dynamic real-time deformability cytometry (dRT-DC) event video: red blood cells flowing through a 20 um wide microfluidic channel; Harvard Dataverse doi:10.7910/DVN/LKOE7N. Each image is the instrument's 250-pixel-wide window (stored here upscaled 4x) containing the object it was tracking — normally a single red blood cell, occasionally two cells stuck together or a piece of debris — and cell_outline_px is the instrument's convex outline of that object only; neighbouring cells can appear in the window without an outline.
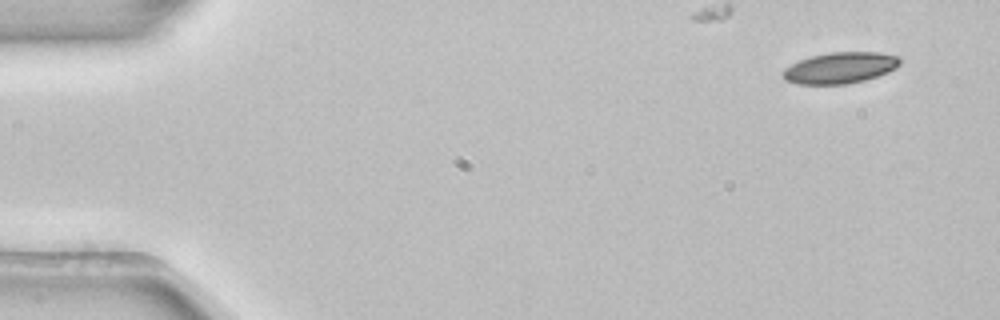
{"species": "common noctule bat (a hibernating species)", "species_latin": "Nyctalus noctula", "temperature_condition": "room temperature", "stored_images_in_passage": 5, "camera_frame_rate_fps": 3000, "um_per_image_px": 0.085, "animal": {"sex": "female", "body_mass_g": 22.7, "forearm_length_mm": 54.2}, "frame": {"image": 1, "passage_image": 1, "time_ms": 0.0, "image_size_px": [1000, 320], "cell_outline_px": [[900, 64], [896, 68], [888, 72], [864, 80], [848, 84], [796, 84], [784, 80], [780, 76], [780, 72], [784, 68], [800, 60], [812, 56], [832, 52], [880, 52], [896, 56], [900, 60]], "centroid_in_image_um": [71.36, 5.77], "position_along_channel_um": 13.6, "area_um2": 21.33}}